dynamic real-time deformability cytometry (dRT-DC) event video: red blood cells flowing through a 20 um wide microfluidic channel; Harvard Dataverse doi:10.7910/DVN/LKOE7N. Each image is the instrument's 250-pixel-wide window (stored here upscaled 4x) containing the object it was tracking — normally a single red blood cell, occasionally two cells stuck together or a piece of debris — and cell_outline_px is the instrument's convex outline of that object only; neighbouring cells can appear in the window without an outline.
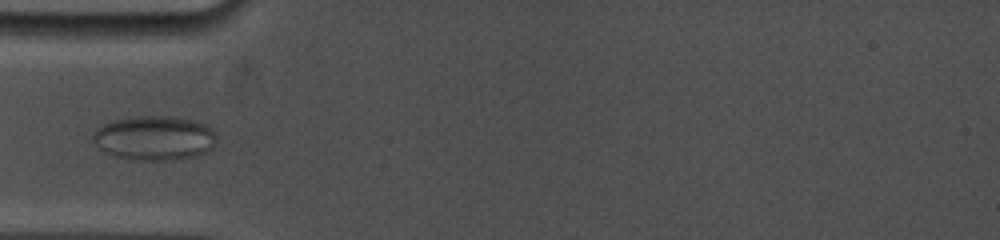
{"species": "common noctule bat (a hibernating species)", "species_latin": "Nyctalus noctula", "temperature_condition": "cold", "stored_images_in_passage": 6, "camera_frame_rate_fps": 5000, "um_per_image_px": 0.085, "animal": {"sex": "female", "body_mass_g": 19.0, "forearm_length_mm": 53.3}, "frame": {"image": 1, "passage_image": 3, "time_ms": 2.2, "image_size_px": [1000, 240], "cell_outline_px": [[216, 140], [212, 148], [204, 152], [192, 156], [168, 160], [140, 160], [116, 156], [104, 152], [92, 140], [92, 136], [96, 128], [112, 120], [136, 116], [168, 116], [192, 120], [204, 124], [212, 128], [216, 132]], "centroid_in_image_um": [13.11, 11.72], "position_along_channel_um": 71.9, "area_um2": 31.85}}
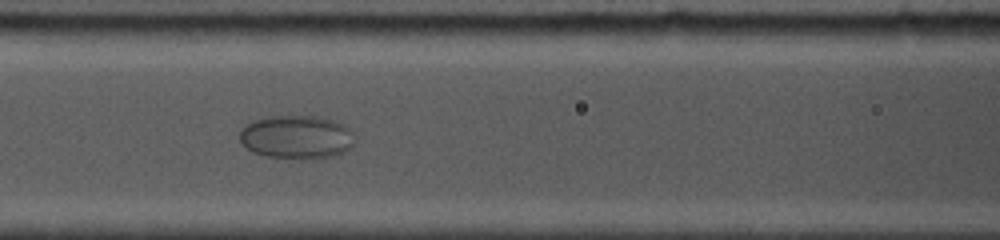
{"frame": {"image": 2, "passage_image": 5, "time_ms": 4.2, "image_size_px": [1000, 240], "cell_outline_px": [[356, 140], [352, 148], [344, 152], [332, 156], [308, 160], [268, 156], [252, 152], [240, 140], [240, 132], [248, 124], [256, 120], [272, 116], [320, 116], [344, 124], [352, 128], [356, 136]], "centroid_in_image_um": [25.32, 11.66], "position_along_channel_um": 141.3, "area_um2": 29.48}}
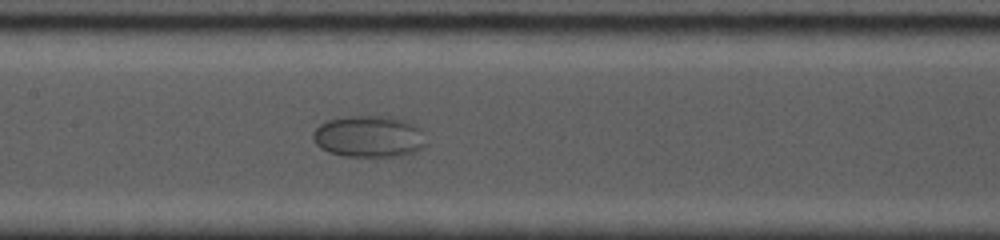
{"frame": {"image": 3, "passage_image": 6, "time_ms": 5.2, "image_size_px": [1000, 240], "cell_outline_px": [[424, 144], [416, 152], [400, 156], [344, 156], [328, 152], [320, 148], [312, 140], [312, 132], [320, 124], [328, 120], [348, 116], [388, 116], [404, 120], [424, 128]], "centroid_in_image_um": [31.36, 11.6], "position_along_channel_um": 176.0, "area_um2": 27.69}}